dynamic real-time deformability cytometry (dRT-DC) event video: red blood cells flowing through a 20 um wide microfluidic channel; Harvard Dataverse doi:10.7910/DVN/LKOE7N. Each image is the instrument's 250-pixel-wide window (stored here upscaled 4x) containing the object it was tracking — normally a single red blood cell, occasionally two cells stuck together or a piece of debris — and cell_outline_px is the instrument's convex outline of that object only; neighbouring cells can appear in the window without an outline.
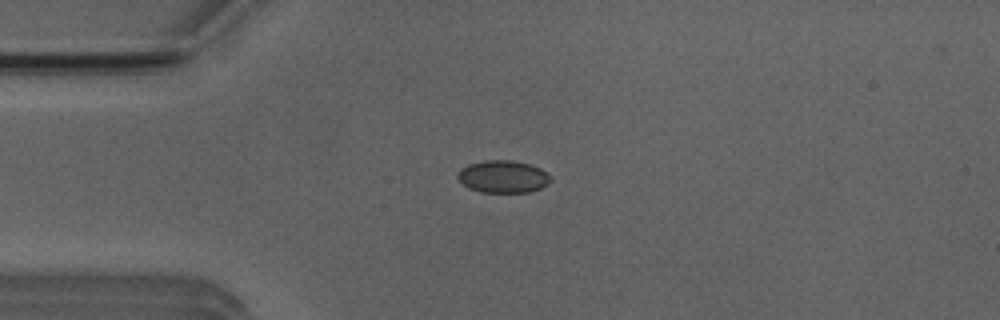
{"species": "Egyptian fruit bat (a non-hibernating species)", "species_latin": "Rousettus aegyptiacus", "temperature_condition": "room temperature", "stored_images_in_passage": 40, "camera_frame_rate_fps": 3000, "um_per_image_px": 0.085, "animal": {"sex": "male"}, "frame": {"image": 1, "passage_image": 1, "time_ms": 0.0, "image_size_px": [1000, 320], "cell_outline_px": [[552, 180], [548, 184], [540, 188], [528, 192], [480, 192], [468, 188], [456, 176], [460, 168], [468, 164], [484, 160], [512, 160], [528, 164], [540, 168], [552, 176]], "centroid_in_image_um": [42.76, 15.01], "position_along_channel_um": 42.2, "area_um2": 17.63}}
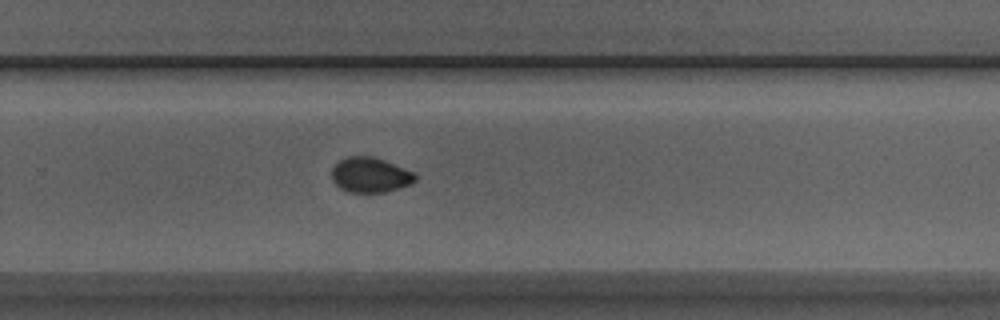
{"frame": {"image": 2, "passage_image": 22, "time_ms": 7.0, "image_size_px": [1000, 320], "cell_outline_px": [[416, 180], [412, 184], [384, 192], [348, 192], [340, 188], [332, 180], [332, 168], [340, 160], [348, 156], [372, 156], [384, 160], [416, 172]], "centroid_in_image_um": [31.49, 14.87], "position_along_channel_um": 298.3, "area_um2": 17.11}}
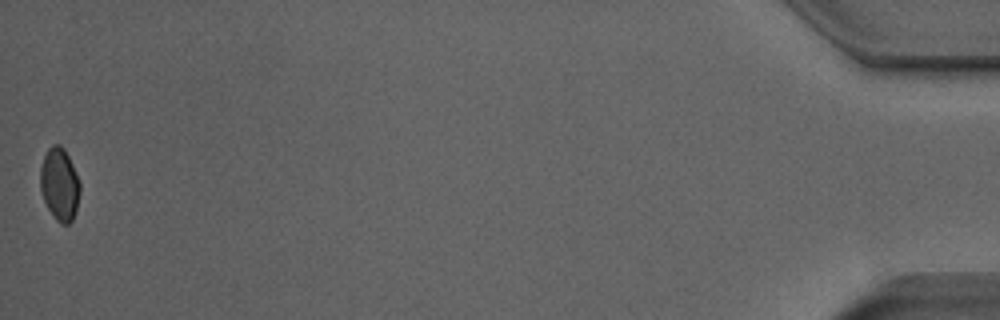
{"frame": {"image": 3, "passage_image": 40, "time_ms": 13.0, "image_size_px": [1000, 320], "cell_outline_px": [[80, 192], [76, 212], [72, 220], [68, 224], [60, 224], [52, 216], [44, 200], [40, 188], [40, 168], [44, 156], [48, 148], [52, 144], [60, 144], [64, 148], [72, 164], [80, 184]], "centroid_in_image_um": [5.06, 15.67], "position_along_channel_um": 430.1, "area_um2": 16.88}, "authors_computed_cell_mechanics": {"area_um2": 17.34, "velocity_mm_per_s": 3.9416, "shape_relaxation_time_tau1_ms": 7.1974, "shape_relaxation_time_tau2_ms": null, "deformation_change_tau1": 0.0967, "deformation_change_tau2": null}}